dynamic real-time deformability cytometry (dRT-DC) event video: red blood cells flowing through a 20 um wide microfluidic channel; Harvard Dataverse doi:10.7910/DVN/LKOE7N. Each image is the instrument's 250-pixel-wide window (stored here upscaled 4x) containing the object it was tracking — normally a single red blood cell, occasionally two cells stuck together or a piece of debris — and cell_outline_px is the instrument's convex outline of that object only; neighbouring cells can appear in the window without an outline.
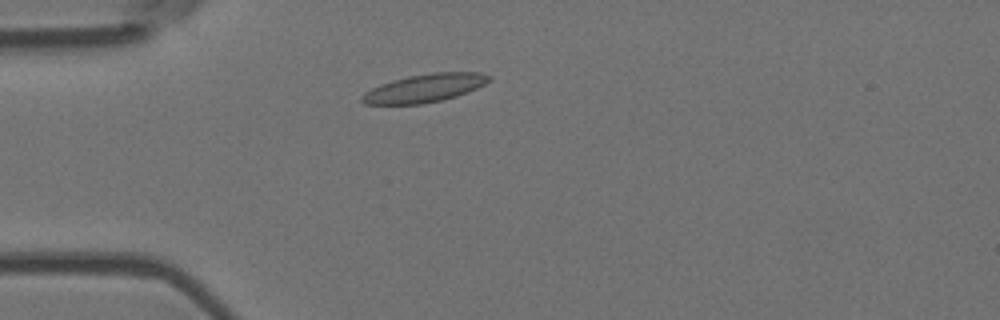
{"species": "Egyptian fruit bat (a non-hibernating species)", "species_latin": "Rousettus aegyptiacus", "temperature_condition": "room temperature", "stored_images_in_passage": 2, "camera_frame_rate_fps": 3000, "um_per_image_px": 0.085, "animal": {"sex": "female"}, "frame": {"image": 1, "passage_image": 1, "time_ms": 0.0, "image_size_px": [1000, 320], "cell_outline_px": [[492, 80], [476, 88], [456, 96], [440, 100], [420, 104], [364, 104], [360, 100], [360, 96], [364, 92], [380, 84], [392, 80], [408, 76], [432, 72], [480, 72], [492, 76]], "centroid_in_image_um": [36.08, 7.48], "position_along_channel_um": 48.9, "area_um2": 20.87}}